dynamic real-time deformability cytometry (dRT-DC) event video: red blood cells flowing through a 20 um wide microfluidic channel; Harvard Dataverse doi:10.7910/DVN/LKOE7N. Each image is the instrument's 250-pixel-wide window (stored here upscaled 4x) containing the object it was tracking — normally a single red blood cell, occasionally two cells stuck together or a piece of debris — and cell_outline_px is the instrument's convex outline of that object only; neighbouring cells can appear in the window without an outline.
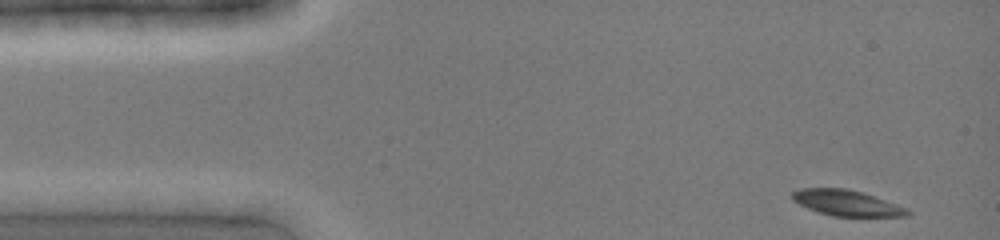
{"species": "common noctule bat (a hibernating species)", "species_latin": "Nyctalus noctula", "temperature_condition": "cold", "stored_images_in_passage": 2, "camera_frame_rate_fps": 3000, "um_per_image_px": 0.085, "animal": {"sex": "female", "body_mass_g": 19.0, "forearm_length_mm": 51.5}, "frame": {"image": 1, "passage_image": 1, "time_ms": 0.0, "image_size_px": [1000, 240], "cell_outline_px": [[912, 212], [908, 216], [832, 216], [808, 208], [792, 200], [792, 192], [800, 188], [848, 188], [908, 208]], "centroid_in_image_um": [71.96, 17.25], "position_along_channel_um": 13.0, "area_um2": 17.05}}